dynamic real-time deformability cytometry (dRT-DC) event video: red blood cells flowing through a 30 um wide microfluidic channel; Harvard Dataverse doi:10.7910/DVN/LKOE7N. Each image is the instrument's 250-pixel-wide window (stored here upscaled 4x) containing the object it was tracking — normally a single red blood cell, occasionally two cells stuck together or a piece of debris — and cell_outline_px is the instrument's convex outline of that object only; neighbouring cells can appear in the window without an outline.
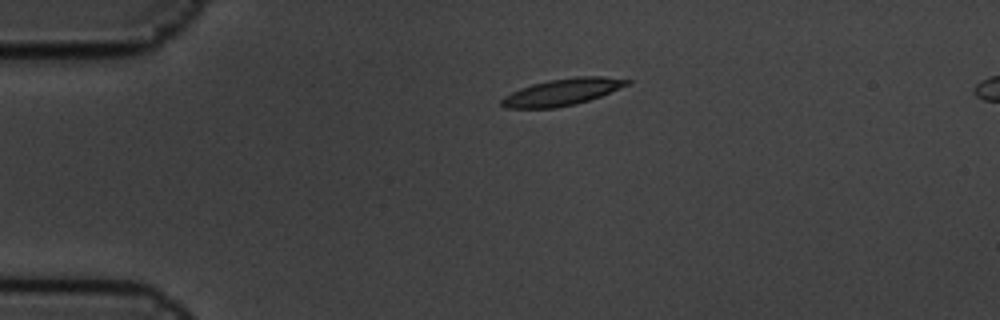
{"species": "common noctule bat (a hibernating species)", "species_latin": "Nyctalus noctula", "temperature_condition": "cold", "stored_images_in_passage": 3, "camera_frame_rate_fps": 3000, "um_per_image_px": 0.085, "animal": {"sex": "male", "body_mass_g": 19.5, "forearm_length_mm": 54.6}, "frame": {"image": 1, "passage_image": 1, "time_ms": 0.0, "image_size_px": [1000, 320], "cell_outline_px": [[632, 80], [628, 84], [600, 96], [588, 100], [556, 108], [504, 108], [500, 104], [500, 100], [504, 96], [520, 88], [532, 84], [548, 80], [576, 76], [604, 76]], "centroid_in_image_um": [47.74, 7.81], "position_along_channel_um": 37.3, "area_um2": 19.42}}
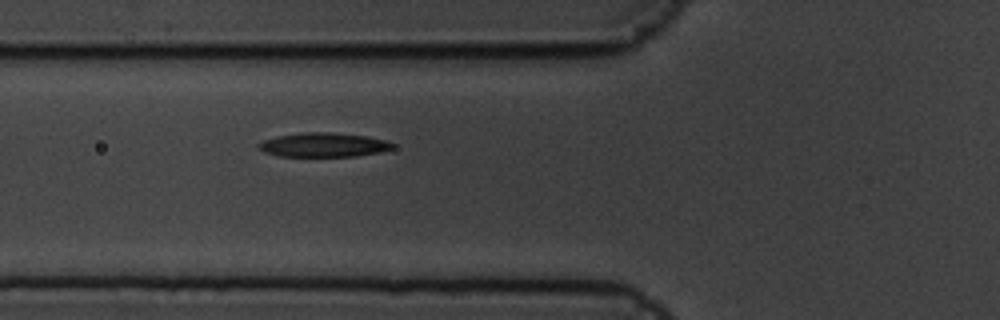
{"frame": {"image": 2, "passage_image": 3, "time_ms": 0.667, "image_size_px": [1000, 320], "cell_outline_px": [[396, 148], [380, 152], [356, 156], [280, 156], [264, 152], [256, 144], [264, 140], [276, 136], [300, 132], [328, 132], [368, 136], [388, 140], [396, 144]], "centroid_in_image_um": [27.56, 12.3], "position_along_channel_um": 98.2, "area_um2": 19.07}}